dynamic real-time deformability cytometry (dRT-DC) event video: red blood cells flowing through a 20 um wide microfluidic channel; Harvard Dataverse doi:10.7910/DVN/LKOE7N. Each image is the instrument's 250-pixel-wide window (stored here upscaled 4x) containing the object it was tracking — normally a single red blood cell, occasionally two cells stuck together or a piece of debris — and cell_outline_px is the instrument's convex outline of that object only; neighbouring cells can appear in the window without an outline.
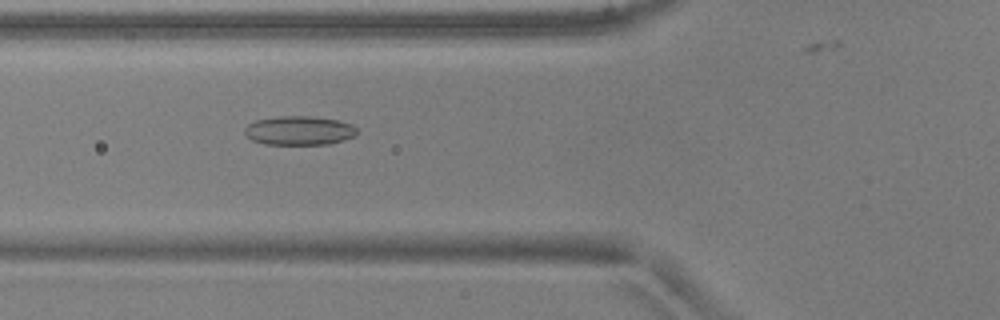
{"species": "common noctule bat (a hibernating species)", "species_latin": "Nyctalus noctula", "temperature_condition": "warm", "stored_images_in_passage": 48, "camera_frame_rate_fps": 3000, "um_per_image_px": 0.085, "animal": {"sex": "male", "body_mass_g": 17.9, "forearm_length_mm": 54.2}, "frame": {"image": 1, "passage_image": 20, "time_ms": 6.333, "image_size_px": [1000, 320], "cell_outline_px": [[360, 132], [352, 136], [328, 144], [264, 144], [252, 140], [244, 132], [244, 128], [248, 124], [256, 120], [276, 116], [308, 116], [340, 120], [352, 124]], "centroid_in_image_um": [25.42, 11.08], "position_along_channel_um": 100.4, "area_um2": 18.96}}
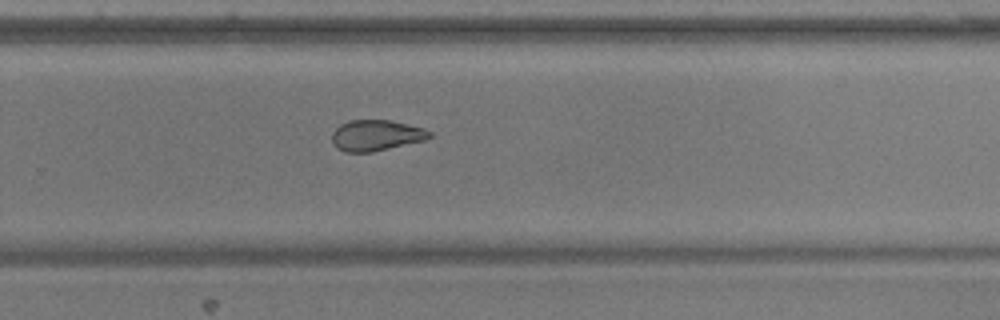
{"frame": {"image": 2, "passage_image": 35, "time_ms": 11.333, "image_size_px": [1000, 320], "cell_outline_px": [[432, 136], [424, 140], [372, 152], [344, 152], [336, 148], [332, 140], [332, 132], [340, 124], [352, 120], [392, 120], [424, 128], [432, 132]], "centroid_in_image_um": [31.97, 11.5], "position_along_channel_um": 297.8, "area_um2": 17.57}}
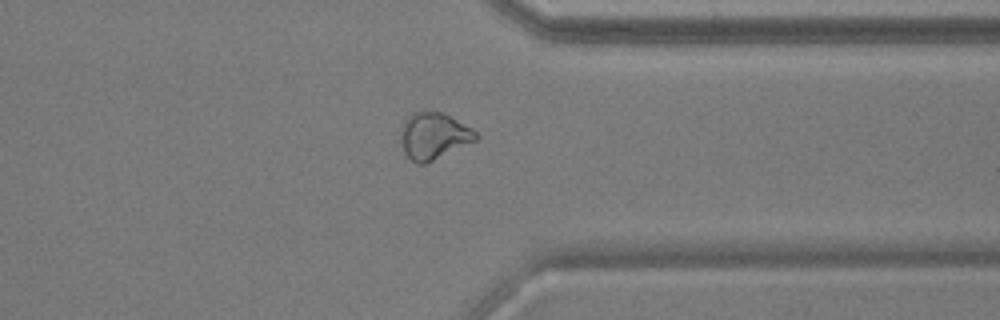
{"frame": {"image": 3, "passage_image": 41, "time_ms": 13.333, "image_size_px": [1000, 320], "cell_outline_px": [[480, 136], [476, 140], [424, 164], [416, 164], [404, 152], [400, 140], [400, 128], [404, 120], [412, 112], [444, 112], [472, 128]], "centroid_in_image_um": [36.84, 11.53], "position_along_channel_um": 374.6, "area_um2": 20.4}}